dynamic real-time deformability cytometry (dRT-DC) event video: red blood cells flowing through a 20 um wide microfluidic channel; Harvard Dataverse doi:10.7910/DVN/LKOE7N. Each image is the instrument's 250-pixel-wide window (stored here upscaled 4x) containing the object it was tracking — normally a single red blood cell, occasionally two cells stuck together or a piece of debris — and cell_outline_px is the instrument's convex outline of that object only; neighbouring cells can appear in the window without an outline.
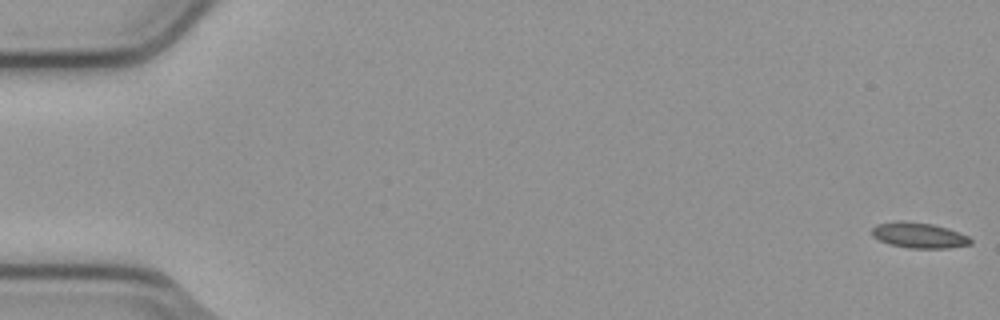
{"species": "common noctule bat (a hibernating species)", "species_latin": "Nyctalus noctula", "temperature_condition": "cold", "stored_images_in_passage": 56, "segment_of_instrument_passage": [1, 2], "camera_frame_rate_fps": 3000, "um_per_image_px": 0.085, "animal": {"sex": "male", "body_mass_g": 23.1, "forearm_length_mm": 52.7}, "frame": {"image": 1, "passage_image": 1, "time_ms": 0.0, "image_size_px": [1000, 320], "cell_outline_px": [[972, 244], [948, 248], [908, 248], [888, 244], [872, 236], [872, 228], [876, 224], [896, 220], [904, 220], [932, 224], [948, 228], [968, 236], [972, 240]], "centroid_in_image_um": [78.09, 19.99], "position_along_channel_um": 6.9, "area_um2": 14.85}}
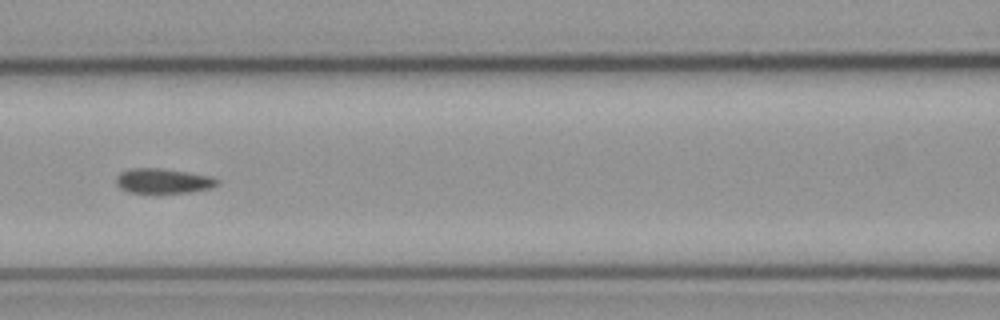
{"frame": {"image": 2, "passage_image": 25, "time_ms": 8.0, "image_size_px": [1000, 320], "cell_outline_px": [[220, 180], [212, 188], [188, 192], [128, 192], [120, 188], [116, 184], [116, 176], [120, 172], [132, 168], [160, 168], [188, 172], [212, 176]], "centroid_in_image_um": [13.86, 15.36], "position_along_channel_um": 152.7, "area_um2": 14.57}}
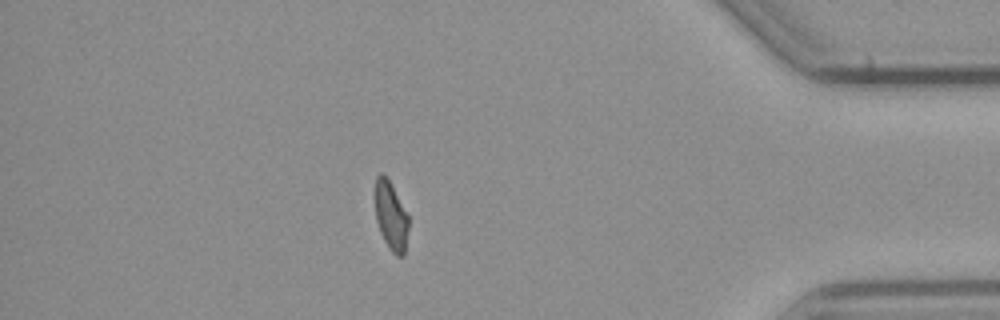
{"frame": {"image": 3, "passage_image": 48, "time_ms": 15.667, "image_size_px": [1000, 320], "cell_outline_px": [[408, 228], [404, 256], [396, 256], [388, 248], [380, 232], [376, 220], [372, 196], [376, 176], [380, 172], [388, 180], [408, 216]], "centroid_in_image_um": [33.16, 18.35], "position_along_channel_um": 402.0, "area_um2": 13.58}}